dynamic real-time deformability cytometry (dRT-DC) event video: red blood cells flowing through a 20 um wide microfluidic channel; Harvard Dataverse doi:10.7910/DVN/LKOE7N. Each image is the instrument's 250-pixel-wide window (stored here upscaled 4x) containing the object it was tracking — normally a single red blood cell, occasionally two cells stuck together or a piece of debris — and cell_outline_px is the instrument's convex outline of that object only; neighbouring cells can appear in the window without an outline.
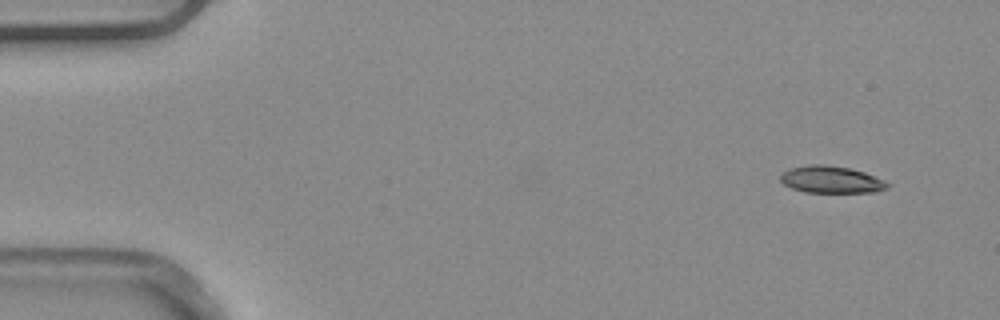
{"species": "common noctule bat (a hibernating species)", "species_latin": "Nyctalus noctula", "temperature_condition": "warm", "stored_images_in_passage": 5, "segment_of_instrument_passage": [1, 2], "camera_frame_rate_fps": 3000, "um_per_image_px": 0.085, "animal": {"sex": "male", "body_mass_g": 20.4}, "frame": {"image": 1, "passage_image": 1, "time_ms": 0.0, "image_size_px": [1000, 320], "cell_outline_px": [[892, 184], [888, 188], [876, 192], [804, 192], [792, 188], [784, 184], [780, 180], [780, 176], [784, 172], [792, 168], [808, 164], [824, 164], [848, 168], [864, 172], [884, 180]], "centroid_in_image_um": [70.68, 15.27], "position_along_channel_um": 14.3, "area_um2": 16.82}}
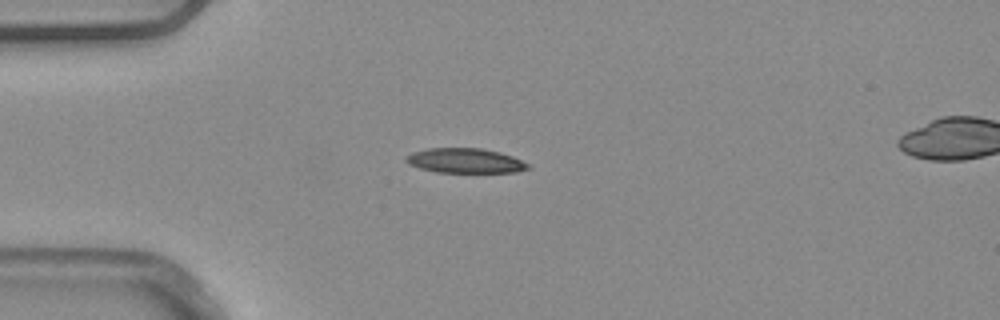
{"frame": {"image": 2, "passage_image": 4, "time_ms": 1.0, "image_size_px": [1000, 320], "cell_outline_px": [[532, 168], [516, 172], [436, 172], [420, 168], [408, 164], [404, 160], [404, 156], [412, 152], [428, 148], [480, 148], [512, 156], [532, 164]], "centroid_in_image_um": [39.53, 13.66], "position_along_channel_um": 45.5, "area_um2": 17.69}}